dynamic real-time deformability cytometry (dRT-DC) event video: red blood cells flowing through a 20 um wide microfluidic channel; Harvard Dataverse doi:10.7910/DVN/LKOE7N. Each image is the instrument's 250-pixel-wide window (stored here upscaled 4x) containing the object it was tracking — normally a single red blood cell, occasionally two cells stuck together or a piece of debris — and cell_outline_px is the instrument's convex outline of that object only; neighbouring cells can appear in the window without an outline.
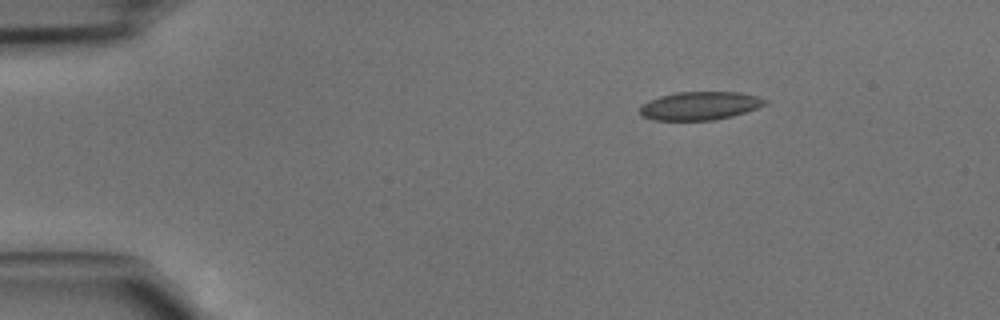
{"species": "common noctule bat (a hibernating species)", "species_latin": "Nyctalus noctula", "temperature_condition": "cold", "stored_images_in_passage": 39, "camera_frame_rate_fps": 3000, "um_per_image_px": 0.085, "animal": {"sex": "male", "body_mass_g": 15.6}, "frame": {"image": 1, "passage_image": 1, "time_ms": 0.0, "image_size_px": [1000, 320], "cell_outline_px": [[768, 104], [732, 116], [712, 120], [652, 120], [640, 116], [640, 104], [648, 100], [660, 96], [676, 92], [740, 92], [756, 96], [768, 100]], "centroid_in_image_um": [59.45, 8.99], "position_along_channel_um": 25.6, "area_um2": 20.75}}
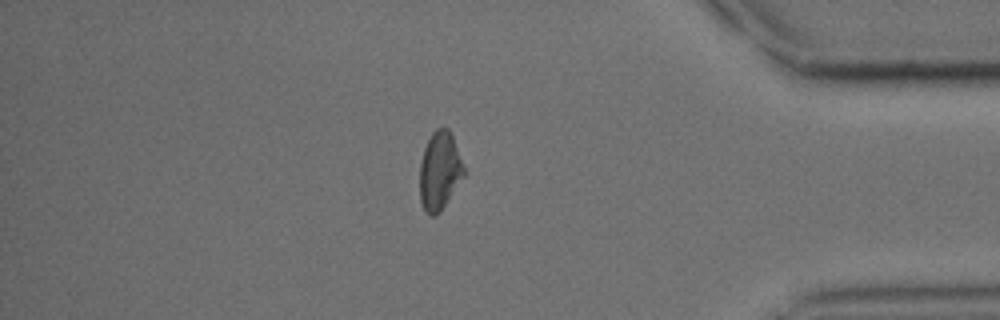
{"frame": {"image": 2, "passage_image": 33, "time_ms": 10.667, "image_size_px": [1000, 320], "cell_outline_px": [[464, 176], [440, 212], [436, 216], [428, 216], [424, 212], [420, 200], [420, 164], [424, 148], [432, 132], [436, 128], [448, 128], [452, 136], [464, 168]], "centroid_in_image_um": [37.34, 14.57], "position_along_channel_um": 397.9, "area_um2": 20.0}}
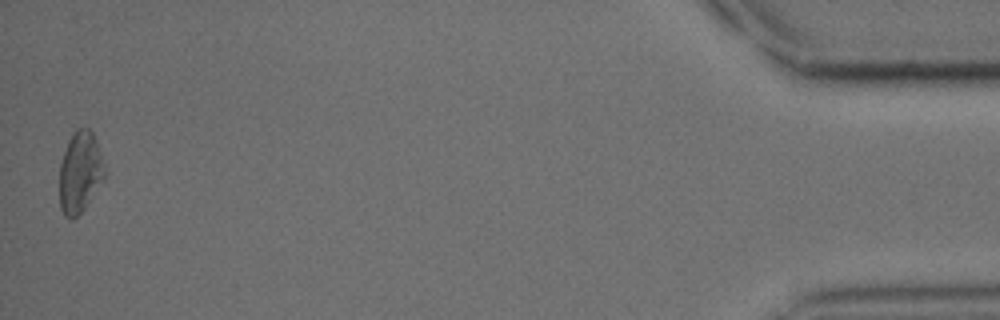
{"frame": {"image": 3, "passage_image": 39, "time_ms": 12.667, "image_size_px": [1000, 320], "cell_outline_px": [[104, 180], [84, 208], [72, 220], [64, 216], [60, 208], [60, 164], [68, 140], [72, 132], [76, 128], [88, 128], [92, 132], [96, 140], [100, 152], [104, 168]], "centroid_in_image_um": [6.79, 14.63], "position_along_channel_um": 428.4, "area_um2": 21.21}}